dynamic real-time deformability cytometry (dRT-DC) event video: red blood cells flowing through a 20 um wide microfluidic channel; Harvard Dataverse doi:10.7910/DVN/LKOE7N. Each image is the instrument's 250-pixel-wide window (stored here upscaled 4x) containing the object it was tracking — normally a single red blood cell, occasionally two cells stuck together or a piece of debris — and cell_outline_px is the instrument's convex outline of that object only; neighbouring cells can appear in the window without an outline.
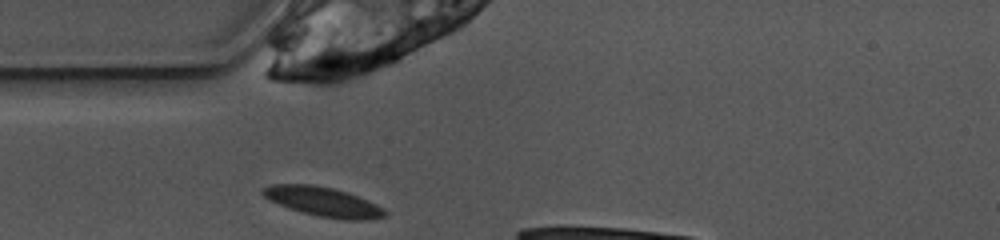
{"species": "common noctule bat (a hibernating species)", "species_latin": "Nyctalus noctula", "temperature_condition": "warm", "stored_images_in_passage": 7, "camera_frame_rate_fps": 3000, "um_per_image_px": 0.085, "animal": {"sex": "female", "body_mass_g": 10.0, "forearm_length_mm": 53.1}, "frame": {"image": 1, "passage_image": 1, "time_ms": 0.0, "image_size_px": [1000, 240], "cell_outline_px": [[388, 216], [372, 220], [348, 220], [320, 216], [304, 212], [280, 204], [264, 196], [260, 192], [260, 188], [272, 184], [312, 184], [332, 188], [348, 192], [376, 204], [384, 208], [388, 212]], "centroid_in_image_um": [27.53, 17.14], "position_along_channel_um": 57.5, "area_um2": 20.81}}
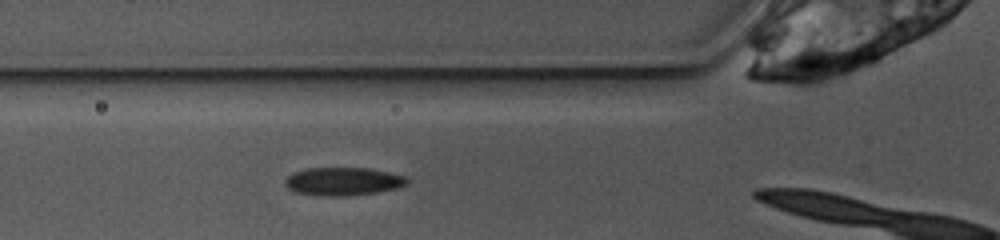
{"frame": {"image": 2, "passage_image": 4, "time_ms": 1.0, "image_size_px": [1000, 240], "cell_outline_px": [[408, 184], [400, 188], [376, 192], [348, 196], [312, 196], [296, 192], [288, 188], [284, 184], [284, 180], [288, 176], [296, 172], [308, 168], [368, 168], [388, 172], [404, 176], [408, 180]], "centroid_in_image_um": [29.16, 15.43], "position_along_channel_um": 96.6, "area_um2": 20.11}}